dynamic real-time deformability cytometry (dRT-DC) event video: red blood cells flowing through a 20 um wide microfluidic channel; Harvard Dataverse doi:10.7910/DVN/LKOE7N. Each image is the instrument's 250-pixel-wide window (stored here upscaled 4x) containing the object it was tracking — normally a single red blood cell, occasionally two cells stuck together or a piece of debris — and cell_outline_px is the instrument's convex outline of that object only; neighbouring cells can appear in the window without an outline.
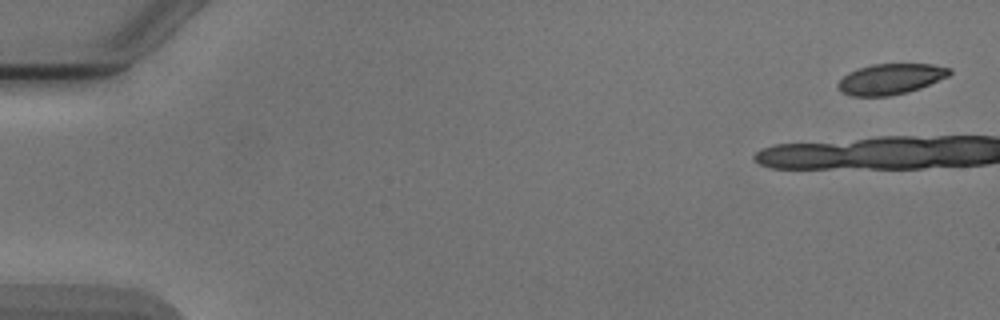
{"species": "Egyptian fruit bat (a non-hibernating species)", "species_latin": "Rousettus aegyptiacus", "temperature_condition": "cold", "stored_images_in_passage": 7, "camera_frame_rate_fps": 3000, "um_per_image_px": 0.085, "animal": {"sex": "male"}, "frame": {"image": 1, "passage_image": 1, "time_ms": 0.0, "image_size_px": [1000, 320], "cell_outline_px": [[952, 72], [948, 76], [920, 88], [908, 92], [888, 96], [852, 96], [840, 92], [836, 88], [836, 84], [848, 72], [856, 68], [872, 64], [932, 64], [952, 68]], "centroid_in_image_um": [75.66, 6.71], "position_along_channel_um": 9.3, "area_um2": 20.11}}
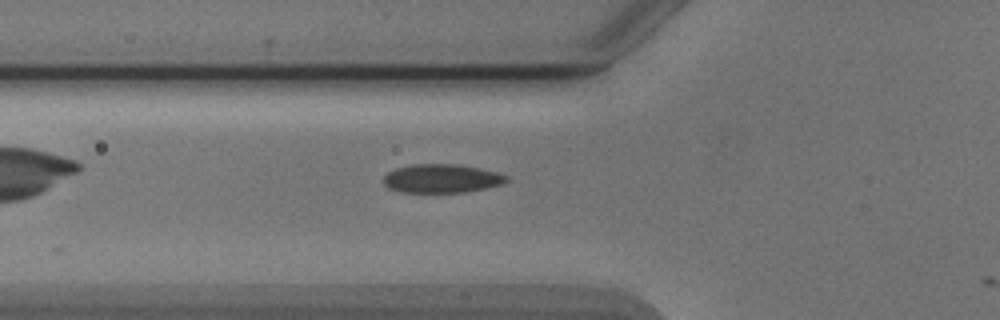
{"frame": {"image": 2, "passage_image": 6, "time_ms": 7.0, "image_size_px": [1000, 320], "cell_outline_px": [[508, 180], [504, 184], [464, 192], [400, 192], [388, 188], [384, 184], [384, 176], [388, 172], [396, 168], [412, 164], [460, 164], [480, 168], [496, 172], [508, 176]], "centroid_in_image_um": [37.54, 15.17], "position_along_channel_um": 88.3, "area_um2": 20.58}}